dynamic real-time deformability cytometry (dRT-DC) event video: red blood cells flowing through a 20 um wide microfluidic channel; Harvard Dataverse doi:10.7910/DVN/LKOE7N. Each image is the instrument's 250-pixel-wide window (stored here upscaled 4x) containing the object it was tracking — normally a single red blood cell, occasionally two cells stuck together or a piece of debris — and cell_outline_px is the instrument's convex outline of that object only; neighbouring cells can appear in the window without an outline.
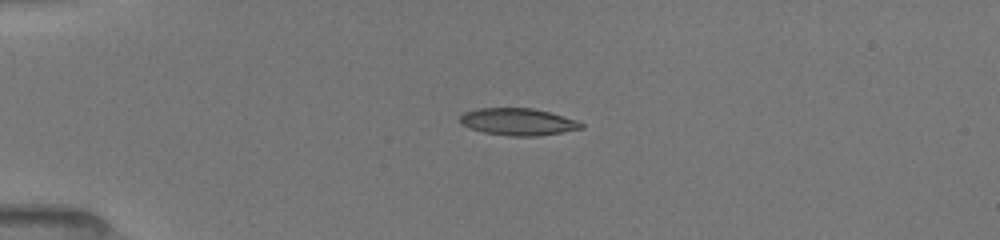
{"species": "common noctule bat (a hibernating species)", "species_latin": "Nyctalus noctula", "temperature_condition": "room temperature", "stored_images_in_passage": 10, "camera_frame_rate_fps": 3000, "um_per_image_px": 0.085, "animal": {"sex": "female", "body_mass_g": 19.5, "forearm_length_mm": 54.1}, "frame": {"image": 1, "passage_image": 1, "time_ms": 0.0, "image_size_px": [1000, 240], "cell_outline_px": [[584, 128], [536, 136], [508, 136], [484, 132], [468, 128], [460, 124], [460, 116], [464, 112], [476, 108], [532, 108], [548, 112], [576, 120], [584, 124]], "centroid_in_image_um": [43.98, 10.35], "position_along_channel_um": 41.0, "area_um2": 19.07}}